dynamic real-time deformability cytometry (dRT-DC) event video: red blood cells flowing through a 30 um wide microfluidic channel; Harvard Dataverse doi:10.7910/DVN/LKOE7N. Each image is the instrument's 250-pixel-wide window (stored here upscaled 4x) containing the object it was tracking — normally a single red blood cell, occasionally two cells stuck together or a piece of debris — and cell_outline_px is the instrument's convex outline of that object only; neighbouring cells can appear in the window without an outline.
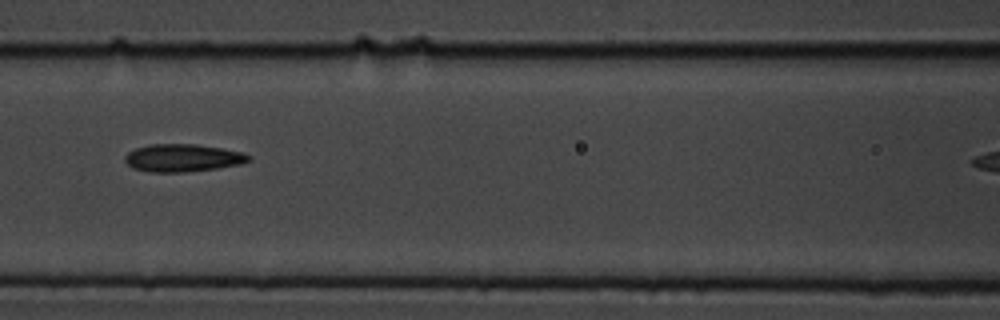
{"species": "common noctule bat (a hibernating species)", "species_latin": "Nyctalus noctula", "temperature_condition": "cold", "stored_images_in_passage": 14, "camera_frame_rate_fps": 3000, "um_per_image_px": 0.085, "animal": {"sex": "male", "body_mass_g": 19.5, "forearm_length_mm": 54.6}, "frame": {"image": 1, "passage_image": 7, "time_ms": 2.0, "image_size_px": [1000, 320], "cell_outline_px": [[252, 160], [240, 164], [216, 168], [184, 172], [152, 172], [132, 168], [124, 160], [124, 156], [128, 152], [136, 148], [152, 144], [196, 144], [224, 148], [244, 152], [252, 156]], "centroid_in_image_um": [15.57, 13.41], "position_along_channel_um": 151.0, "area_um2": 20.06}}
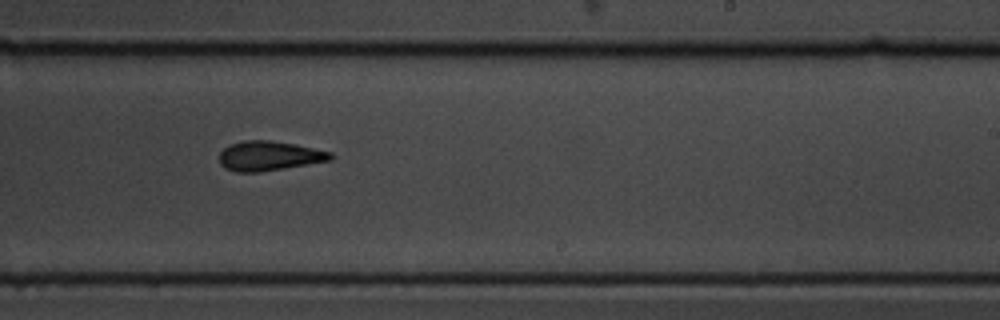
{"frame": {"image": 2, "passage_image": 10, "time_ms": 3.0, "image_size_px": [1000, 320], "cell_outline_px": [[336, 156], [332, 160], [260, 172], [236, 172], [224, 168], [220, 164], [220, 152], [224, 148], [232, 144], [244, 140], [272, 140], [296, 144], [332, 152]], "centroid_in_image_um": [22.91, 13.25], "position_along_channel_um": 266.1, "area_um2": 19.31}}
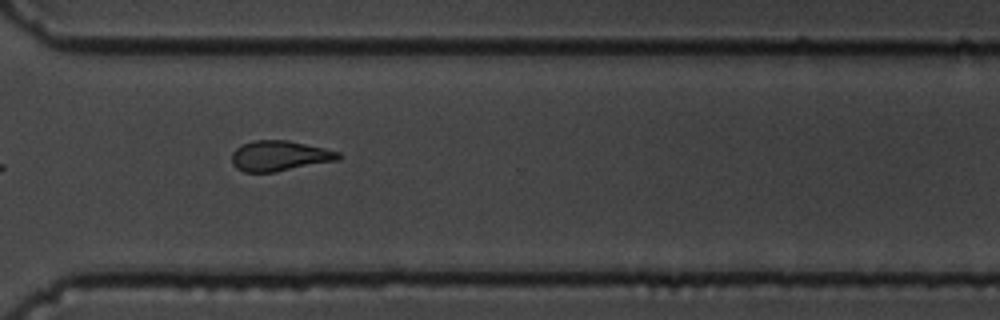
{"frame": {"image": 3, "passage_image": 12, "time_ms": 3.667, "image_size_px": [1000, 320], "cell_outline_px": [[344, 156], [340, 160], [276, 172], [244, 172], [236, 168], [232, 164], [232, 152], [236, 148], [252, 140], [288, 140], [324, 148], [340, 152]], "centroid_in_image_um": [23.8, 13.25], "position_along_channel_um": 346.8, "area_um2": 19.07}}